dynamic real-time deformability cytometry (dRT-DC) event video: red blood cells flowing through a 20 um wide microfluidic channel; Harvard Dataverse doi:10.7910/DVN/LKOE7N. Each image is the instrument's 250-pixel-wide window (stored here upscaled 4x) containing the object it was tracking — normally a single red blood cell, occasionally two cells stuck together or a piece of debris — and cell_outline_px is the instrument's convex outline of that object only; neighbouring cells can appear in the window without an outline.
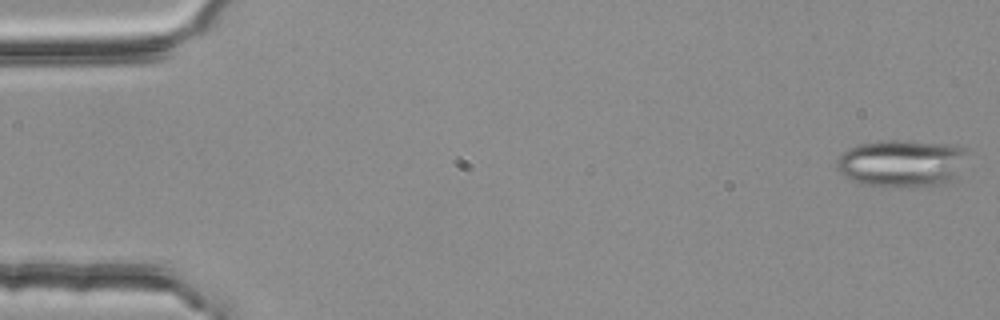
{"species": "common noctule bat (a hibernating species)", "species_latin": "Nyctalus noctula", "temperature_condition": "room temperature", "stored_images_in_passage": 48, "segment_of_instrument_passage": [1, 2], "camera_frame_rate_fps": 3000, "um_per_image_px": 0.085, "animal": {"sex": "female", "body_mass_g": 25.1}, "frame": {"image": 1, "passage_image": 1, "time_ms": 0.0, "image_size_px": [1000, 320], "cell_outline_px": [[968, 148], [952, 180], [944, 184], [908, 188], [884, 188], [860, 184], [848, 180], [836, 168], [836, 160], [848, 148], [860, 144], [884, 140], [904, 140], [956, 144]], "centroid_in_image_um": [76.59, 13.89], "position_along_channel_um": 8.4, "area_um2": 36.7}}